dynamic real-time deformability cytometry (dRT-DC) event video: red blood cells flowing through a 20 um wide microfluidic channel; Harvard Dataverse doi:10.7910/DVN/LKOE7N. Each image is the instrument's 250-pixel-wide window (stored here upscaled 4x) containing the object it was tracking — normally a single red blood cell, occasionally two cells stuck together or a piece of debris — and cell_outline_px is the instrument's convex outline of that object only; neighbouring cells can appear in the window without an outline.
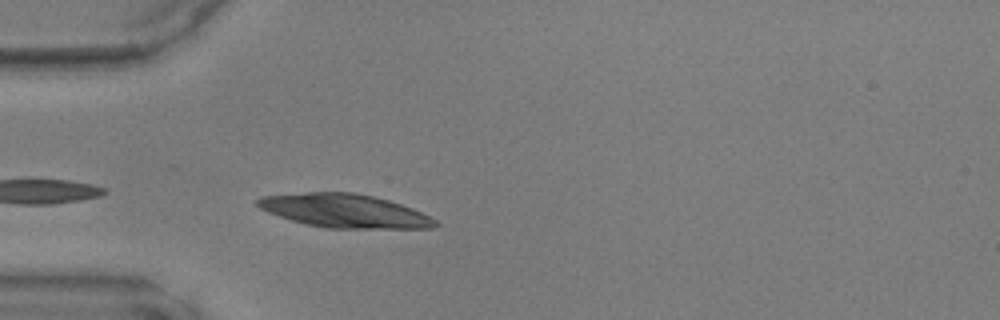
{"species": "common noctule bat (a hibernating species)", "species_latin": "Nyctalus noctula", "temperature_condition": "warm", "stored_images_in_passage": 9, "camera_frame_rate_fps": 3000, "um_per_image_px": 0.085, "animal": {"sex": "male", "body_mass_g": 17.9, "forearm_length_mm": 54.2}, "frame": {"image": 1, "passage_image": 2, "time_ms": 0.333, "image_size_px": [1000, 320], "cell_outline_px": [[440, 224], [436, 228], [324, 228], [304, 224], [268, 212], [260, 208], [256, 204], [256, 200], [260, 196], [304, 192], [356, 192], [388, 200], [412, 208], [436, 220]], "centroid_in_image_um": [29.27, 17.92], "position_along_channel_um": 55.7, "area_um2": 34.74}}